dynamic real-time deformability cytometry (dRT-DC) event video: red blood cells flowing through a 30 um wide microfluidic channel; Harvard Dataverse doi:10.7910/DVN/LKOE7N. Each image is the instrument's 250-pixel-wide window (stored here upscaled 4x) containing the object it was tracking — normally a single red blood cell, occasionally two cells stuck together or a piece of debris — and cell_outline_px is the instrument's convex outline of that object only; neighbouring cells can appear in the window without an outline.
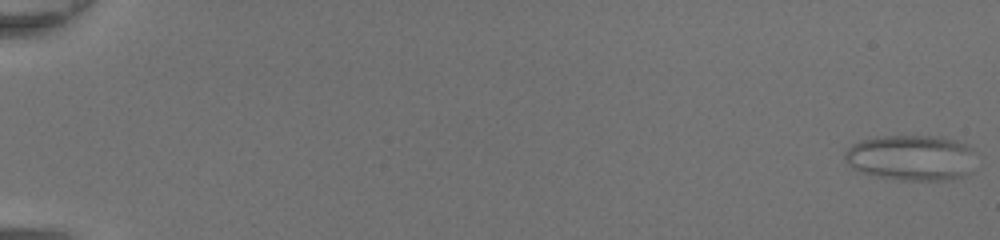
{"species": "common noctule bat (a hibernating species)", "species_latin": "Nyctalus noctula", "temperature_condition": "room temperature", "stored_images_in_passage": 49, "camera_frame_rate_fps": 3000, "um_per_image_px": 0.085, "animal": {"sex": "female", "body_mass_g": 20.0, "forearm_length_mm": 54.0}, "frame": {"image": 1, "passage_image": 1, "time_ms": 0.0, "image_size_px": [1000, 240], "cell_outline_px": [[972, 172], [964, 176], [952, 180], [904, 180], [876, 176], [852, 168], [844, 160], [844, 152], [852, 144], [860, 140], [884, 136], [936, 136], [956, 140], [972, 148]], "centroid_in_image_um": [77.44, 13.41], "position_along_channel_um": 7.6, "area_um2": 34.85}}
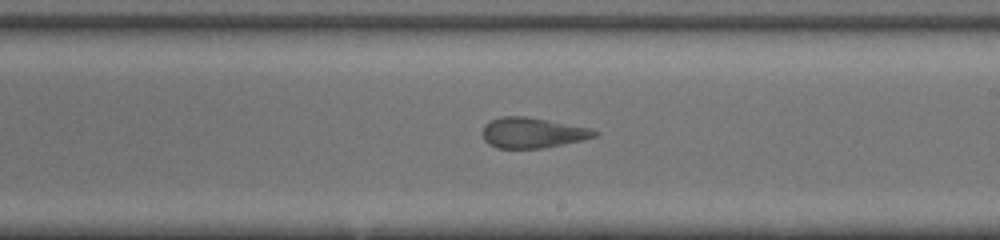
{"frame": {"image": 2, "passage_image": 31, "time_ms": 10.0, "image_size_px": [1000, 240], "cell_outline_px": [[600, 132], [596, 136], [580, 140], [540, 148], [496, 148], [488, 144], [484, 140], [484, 124], [500, 116], [524, 116], [592, 128]], "centroid_in_image_um": [45.25, 11.28], "position_along_channel_um": 243.8, "area_um2": 19.59}}
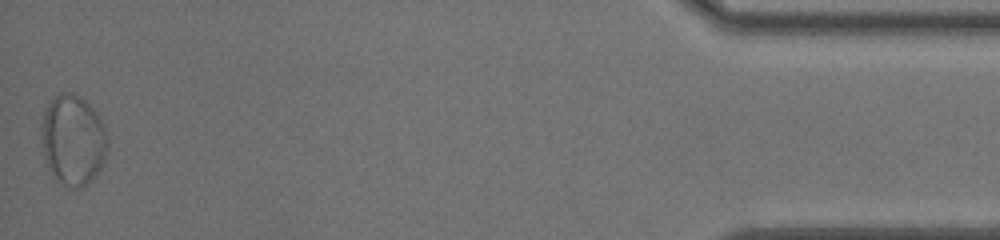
{"frame": {"image": 3, "passage_image": 49, "time_ms": 16.0, "image_size_px": [1000, 240], "cell_outline_px": [[108, 144], [100, 168], [92, 180], [88, 184], [76, 188], [72, 188], [64, 184], [52, 172], [44, 156], [40, 136], [44, 112], [48, 104], [56, 96], [64, 92], [72, 92], [80, 96], [96, 112], [108, 136]], "centroid_in_image_um": [6.2, 11.88], "position_along_channel_um": 429.0, "area_um2": 34.33}, "authors_computed_cell_mechanics": {"area_um2": 25.8944, "velocity_mm_per_s": 4.4034, "shape_relaxation_time_tau1_ms": null, "shape_relaxation_time_tau2_ms": 1.1239, "deformation_change_tau1": null, "deformation_change_tau2": 0.1083}}